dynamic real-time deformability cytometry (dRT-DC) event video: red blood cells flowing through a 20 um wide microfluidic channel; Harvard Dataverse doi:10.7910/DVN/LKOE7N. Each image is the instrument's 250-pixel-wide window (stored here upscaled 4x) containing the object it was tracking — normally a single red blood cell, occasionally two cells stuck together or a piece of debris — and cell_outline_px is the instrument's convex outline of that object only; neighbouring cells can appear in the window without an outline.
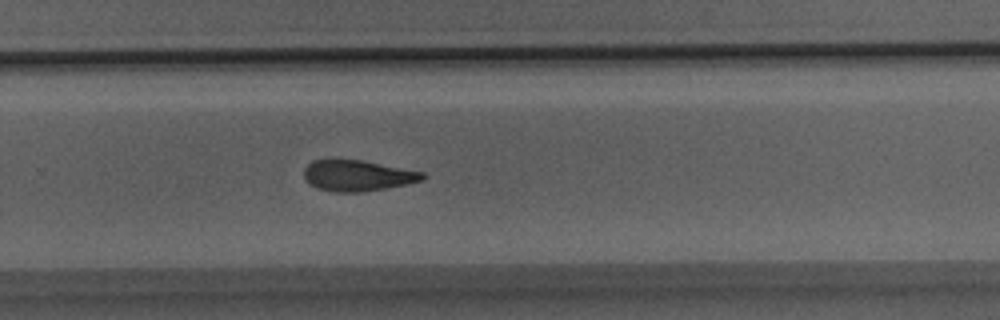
{"species": "Egyptian fruit bat (a non-hibernating species)", "species_latin": "Rousettus aegyptiacus", "temperature_condition": "room temperature", "stored_images_in_passage": 27, "camera_frame_rate_fps": 3000, "um_per_image_px": 0.085, "animal": {"sex": "male"}, "frame": {"image": 1, "passage_image": 16, "time_ms": 5.0, "image_size_px": [1000, 320], "cell_outline_px": [[428, 176], [424, 180], [388, 188], [364, 192], [332, 192], [316, 188], [304, 176], [304, 168], [312, 160], [332, 156], [364, 160], [424, 172]], "centroid_in_image_um": [30.38, 14.88], "position_along_channel_um": 299.4, "area_um2": 22.25}}
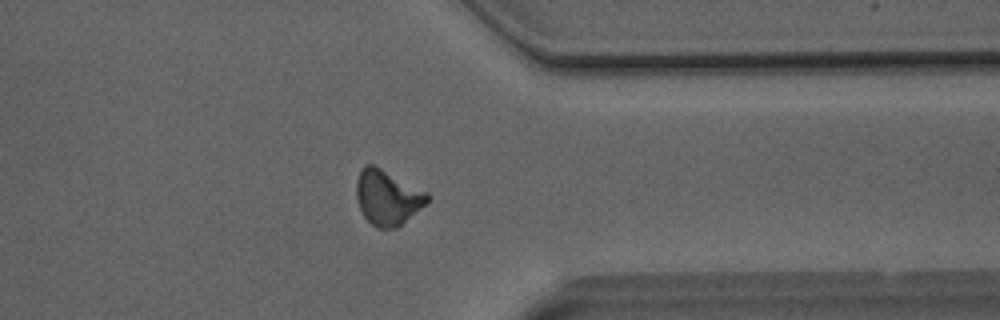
{"frame": {"image": 2, "passage_image": 20, "time_ms": 6.333, "image_size_px": [1000, 320], "cell_outline_px": [[432, 196], [424, 204], [396, 228], [376, 228], [364, 216], [356, 200], [356, 180], [364, 164], [372, 164], [428, 192]], "centroid_in_image_um": [32.91, 16.77], "position_along_channel_um": 378.5, "area_um2": 22.43}}
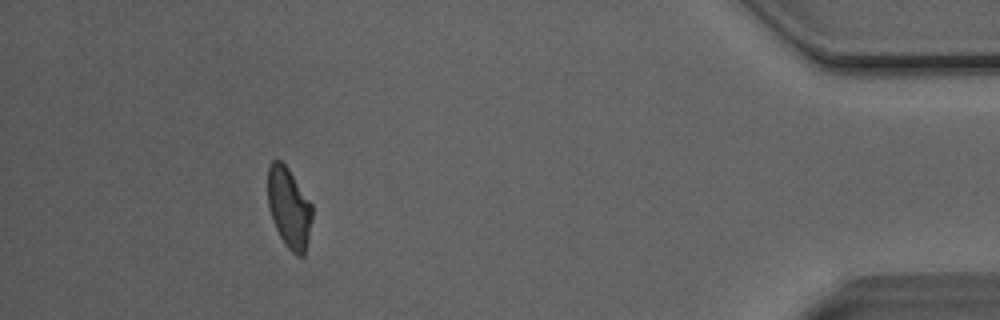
{"frame": {"image": 3, "passage_image": 24, "time_ms": 7.667, "image_size_px": [1000, 320], "cell_outline_px": [[312, 220], [304, 256], [296, 256], [284, 244], [272, 220], [268, 208], [268, 168], [272, 160], [280, 160], [288, 168], [312, 204]], "centroid_in_image_um": [24.56, 17.67], "position_along_channel_um": 410.6, "area_um2": 20.81}}